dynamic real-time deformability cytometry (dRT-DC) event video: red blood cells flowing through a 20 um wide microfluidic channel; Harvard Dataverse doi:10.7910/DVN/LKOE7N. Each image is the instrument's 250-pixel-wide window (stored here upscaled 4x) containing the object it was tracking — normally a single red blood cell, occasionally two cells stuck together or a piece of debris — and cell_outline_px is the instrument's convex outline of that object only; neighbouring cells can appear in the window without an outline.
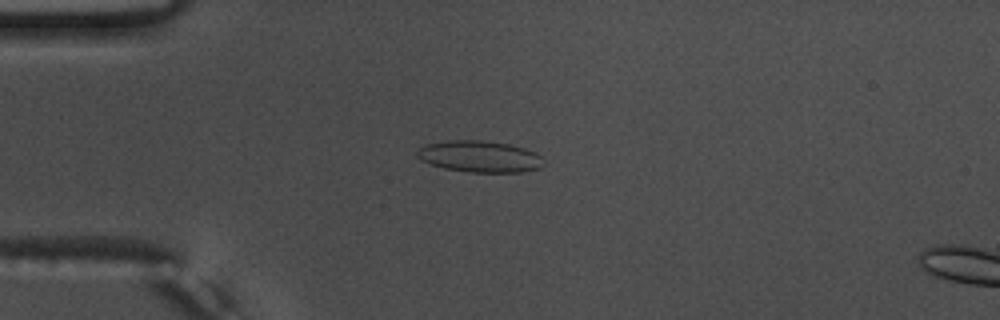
{"species": "common noctule bat (a hibernating species)", "species_latin": "Nyctalus noctula", "temperature_condition": "warm", "stored_images_in_passage": 49, "camera_frame_rate_fps": 3000, "um_per_image_px": 0.085, "animal": {"sex": "male", "body_mass_g": 17.5, "forearm_length_mm": 52.3}, "frame": {"image": 1, "passage_image": 9, "time_ms": 2.667, "image_size_px": [1000, 320], "cell_outline_px": [[544, 164], [540, 168], [524, 172], [468, 172], [444, 168], [420, 160], [416, 156], [416, 152], [420, 148], [428, 144], [448, 140], [480, 140], [508, 144], [524, 148], [536, 152], [540, 156]], "centroid_in_image_um": [40.78, 13.31], "position_along_channel_um": 44.2, "area_um2": 23.18}}
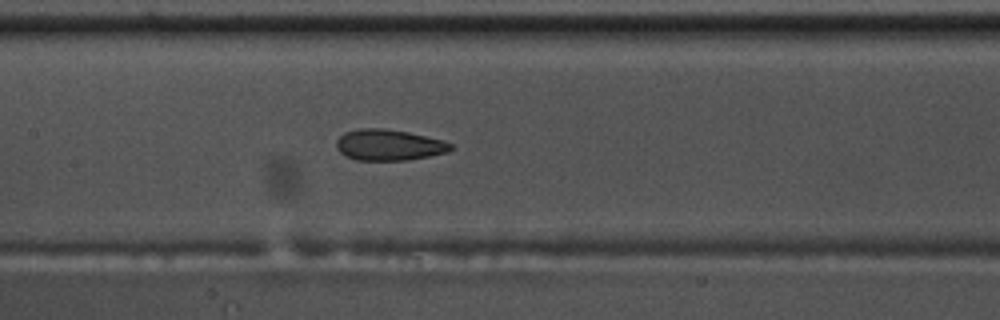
{"frame": {"image": 2, "passage_image": 21, "time_ms": 6.667, "image_size_px": [1000, 320], "cell_outline_px": [[452, 148], [448, 152], [408, 160], [356, 160], [344, 156], [336, 148], [336, 140], [344, 132], [356, 128], [384, 128], [408, 132], [444, 140], [452, 144]], "centroid_in_image_um": [33.02, 12.31], "position_along_channel_um": 174.4, "area_um2": 20.87}}
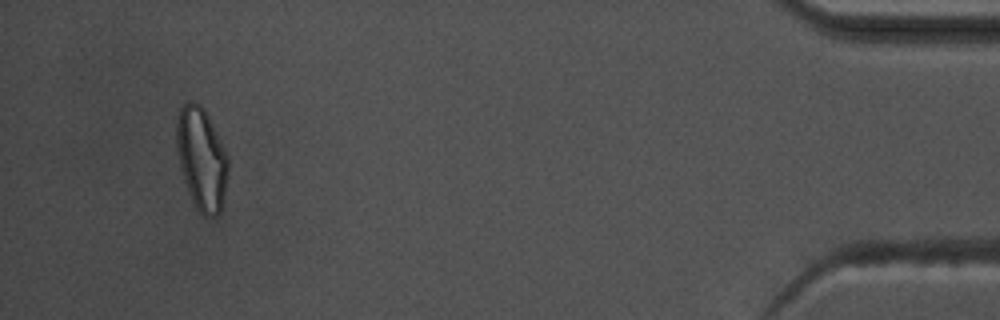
{"frame": {"image": 3, "passage_image": 46, "time_ms": 15.0, "image_size_px": [1000, 320], "cell_outline_px": [[228, 176], [224, 200], [220, 212], [216, 216], [204, 216], [196, 208], [192, 200], [184, 180], [176, 148], [176, 116], [180, 108], [188, 100], [192, 100], [200, 104], [204, 108], [228, 156]], "centroid_in_image_um": [17.13, 13.48], "position_along_channel_um": 418.1, "area_um2": 30.92}, "authors_computed_cell_mechanics": {"area_um2": 21.964, "velocity_mm_per_s": 3.7899, "shape_relaxation_time_tau1_ms": 6.4451, "shape_relaxation_time_tau2_ms": 2.2234, "deformation_change_tau1": 0.1462, "deformation_change_tau2": 0.0687}}